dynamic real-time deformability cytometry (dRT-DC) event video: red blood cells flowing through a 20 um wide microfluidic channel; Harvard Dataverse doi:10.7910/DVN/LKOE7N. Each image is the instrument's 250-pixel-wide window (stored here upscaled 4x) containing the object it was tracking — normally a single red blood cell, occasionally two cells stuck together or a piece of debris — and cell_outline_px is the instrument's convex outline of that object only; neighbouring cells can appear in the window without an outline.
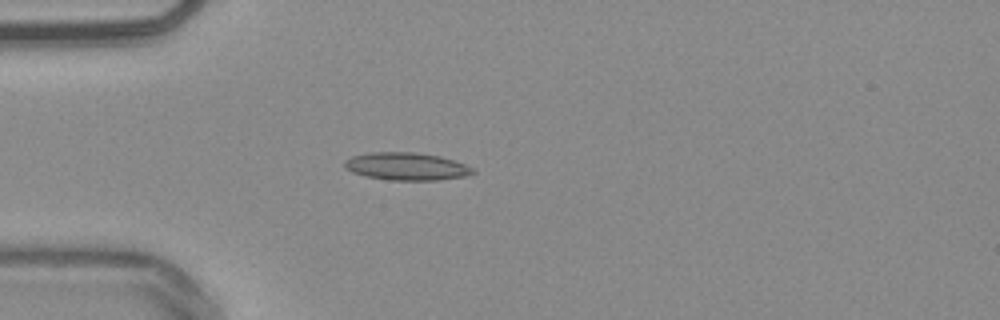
{"species": "common noctule bat (a hibernating species)", "species_latin": "Nyctalus noctula", "temperature_condition": "warm", "stored_images_in_passage": 27, "camera_frame_rate_fps": 3000, "um_per_image_px": 0.085, "animal": {"sex": "male", "body_mass_g": 20.4}, "frame": {"image": 1, "passage_image": 1, "time_ms": 0.0, "image_size_px": [1000, 320], "cell_outline_px": [[476, 172], [464, 176], [436, 180], [392, 180], [368, 176], [352, 172], [344, 168], [344, 160], [352, 156], [372, 152], [412, 152], [440, 156], [464, 164], [472, 168]], "centroid_in_image_um": [34.52, 14.14], "position_along_channel_um": 50.5, "area_um2": 20.4}}
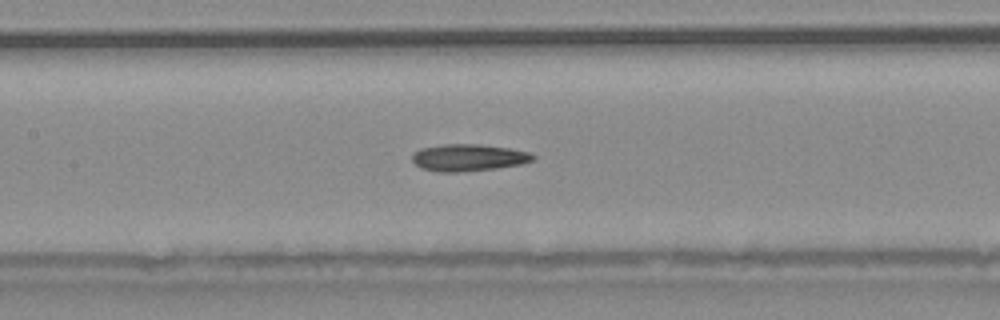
{"frame": {"image": 2, "passage_image": 11, "time_ms": 3.333, "image_size_px": [1000, 320], "cell_outline_px": [[536, 156], [532, 160], [520, 164], [496, 168], [456, 172], [436, 172], [420, 168], [412, 160], [412, 156], [420, 148], [444, 144], [480, 144], [508, 148], [528, 152]], "centroid_in_image_um": [39.78, 13.39], "position_along_channel_um": 167.6, "area_um2": 18.84}}
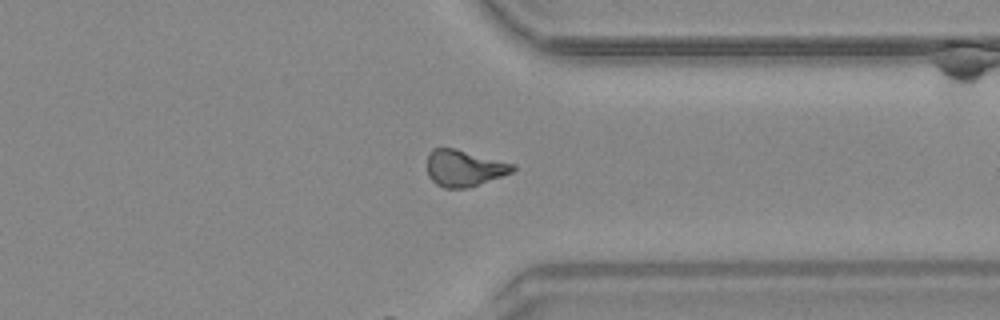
{"frame": {"image": 3, "passage_image": 27, "time_ms": 8.667, "image_size_px": [1000, 320], "cell_outline_px": [[516, 168], [512, 172], [468, 188], [444, 188], [436, 184], [428, 176], [428, 152], [432, 148], [456, 148], [516, 164]], "centroid_in_image_um": [39.45, 14.28], "position_along_channel_um": 372.0, "area_um2": 18.26}}